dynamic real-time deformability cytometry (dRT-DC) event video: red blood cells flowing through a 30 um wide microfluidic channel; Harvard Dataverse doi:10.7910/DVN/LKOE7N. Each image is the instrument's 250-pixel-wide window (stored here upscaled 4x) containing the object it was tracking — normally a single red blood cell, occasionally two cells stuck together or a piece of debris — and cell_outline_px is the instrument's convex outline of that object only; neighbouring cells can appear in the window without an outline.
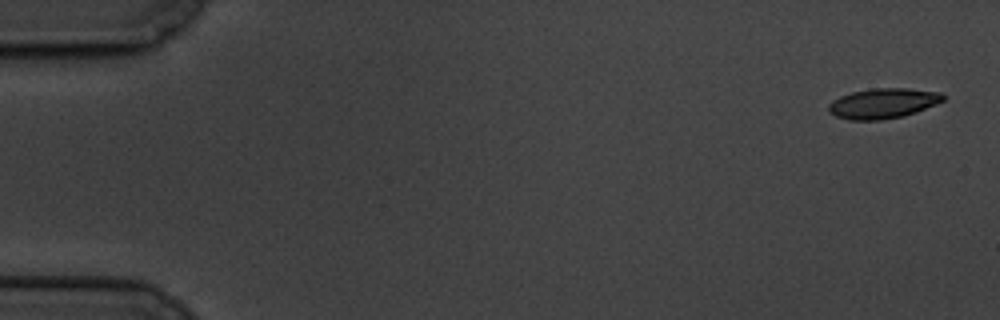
{"species": "common noctule bat (a hibernating species)", "species_latin": "Nyctalus noctula", "temperature_condition": "cold", "stored_images_in_passage": 5, "camera_frame_rate_fps": 3000, "um_per_image_px": 0.085, "animal": {"sex": "male", "body_mass_g": 19.5, "forearm_length_mm": 54.6}, "frame": {"image": 1, "passage_image": 1, "time_ms": 0.0, "image_size_px": [1000, 320], "cell_outline_px": [[944, 100], [936, 104], [916, 112], [904, 116], [880, 120], [848, 120], [836, 116], [828, 112], [828, 104], [832, 100], [840, 96], [852, 92], [872, 88], [908, 88], [940, 92], [944, 96]], "centroid_in_image_um": [75.03, 8.78], "position_along_channel_um": 10.0, "area_um2": 20.23}}
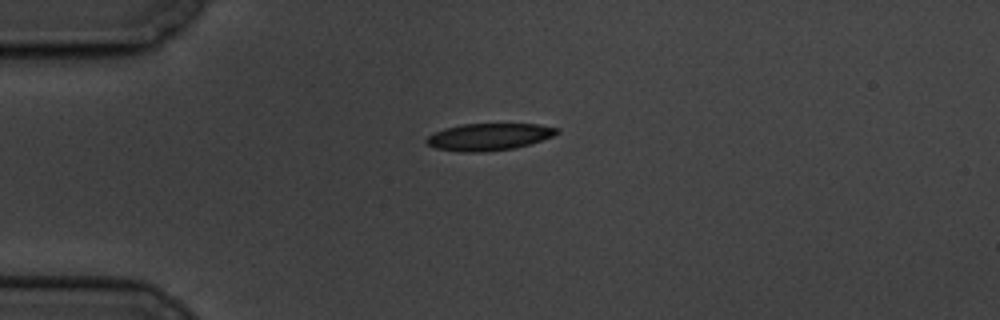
{"frame": {"image": 2, "passage_image": 4, "time_ms": 4.333, "image_size_px": [1000, 320], "cell_outline_px": [[560, 132], [552, 136], [516, 148], [480, 152], [464, 152], [436, 148], [428, 144], [424, 140], [428, 136], [444, 128], [464, 124], [540, 124], [560, 128]], "centroid_in_image_um": [41.58, 11.62], "position_along_channel_um": 43.4, "area_um2": 20.4}}